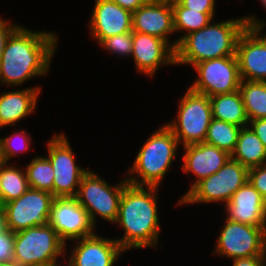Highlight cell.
Returning <instances> with one entry per match:
<instances>
[{"label":"cell","instance_id":"8fae6325","mask_svg":"<svg viewBox=\"0 0 266 266\" xmlns=\"http://www.w3.org/2000/svg\"><path fill=\"white\" fill-rule=\"evenodd\" d=\"M53 194L29 188L19 198L2 205L6 227L18 232L30 227L49 224Z\"/></svg>","mask_w":266,"mask_h":266},{"label":"cell","instance_id":"5bb4252c","mask_svg":"<svg viewBox=\"0 0 266 266\" xmlns=\"http://www.w3.org/2000/svg\"><path fill=\"white\" fill-rule=\"evenodd\" d=\"M263 29L247 27L238 39L235 55L241 80L266 81V34L262 33Z\"/></svg>","mask_w":266,"mask_h":266},{"label":"cell","instance_id":"6da1fadb","mask_svg":"<svg viewBox=\"0 0 266 266\" xmlns=\"http://www.w3.org/2000/svg\"><path fill=\"white\" fill-rule=\"evenodd\" d=\"M58 37L19 26L8 38L0 60V84L21 86L48 73Z\"/></svg>","mask_w":266,"mask_h":266},{"label":"cell","instance_id":"8992f818","mask_svg":"<svg viewBox=\"0 0 266 266\" xmlns=\"http://www.w3.org/2000/svg\"><path fill=\"white\" fill-rule=\"evenodd\" d=\"M248 180V169L231 157L216 173L196 183L177 203H213L230 201L233 194Z\"/></svg>","mask_w":266,"mask_h":266},{"label":"cell","instance_id":"d6986e66","mask_svg":"<svg viewBox=\"0 0 266 266\" xmlns=\"http://www.w3.org/2000/svg\"><path fill=\"white\" fill-rule=\"evenodd\" d=\"M227 219L266 227V200L247 180L225 205Z\"/></svg>","mask_w":266,"mask_h":266},{"label":"cell","instance_id":"5b68a950","mask_svg":"<svg viewBox=\"0 0 266 266\" xmlns=\"http://www.w3.org/2000/svg\"><path fill=\"white\" fill-rule=\"evenodd\" d=\"M65 244L50 224L15 232L13 263L17 266H53L66 254Z\"/></svg>","mask_w":266,"mask_h":266},{"label":"cell","instance_id":"d4e9b609","mask_svg":"<svg viewBox=\"0 0 266 266\" xmlns=\"http://www.w3.org/2000/svg\"><path fill=\"white\" fill-rule=\"evenodd\" d=\"M15 165V166H14ZM3 163L0 166V205L19 198L29 189L25 170L18 169L16 164Z\"/></svg>","mask_w":266,"mask_h":266},{"label":"cell","instance_id":"1f68e13d","mask_svg":"<svg viewBox=\"0 0 266 266\" xmlns=\"http://www.w3.org/2000/svg\"><path fill=\"white\" fill-rule=\"evenodd\" d=\"M248 181L266 200V164L248 169Z\"/></svg>","mask_w":266,"mask_h":266},{"label":"cell","instance_id":"7402d4cb","mask_svg":"<svg viewBox=\"0 0 266 266\" xmlns=\"http://www.w3.org/2000/svg\"><path fill=\"white\" fill-rule=\"evenodd\" d=\"M209 98L212 118L239 127L248 126L249 119L239 90L232 93L210 96Z\"/></svg>","mask_w":266,"mask_h":266},{"label":"cell","instance_id":"8d00e7d4","mask_svg":"<svg viewBox=\"0 0 266 266\" xmlns=\"http://www.w3.org/2000/svg\"><path fill=\"white\" fill-rule=\"evenodd\" d=\"M120 5L122 8L129 10L130 12L136 11L140 6L148 3L150 0H112Z\"/></svg>","mask_w":266,"mask_h":266},{"label":"cell","instance_id":"30bf717a","mask_svg":"<svg viewBox=\"0 0 266 266\" xmlns=\"http://www.w3.org/2000/svg\"><path fill=\"white\" fill-rule=\"evenodd\" d=\"M48 159L54 171L53 196L76 197L83 175L88 171L75 163L67 136L56 134L47 144Z\"/></svg>","mask_w":266,"mask_h":266},{"label":"cell","instance_id":"7a4b0ae2","mask_svg":"<svg viewBox=\"0 0 266 266\" xmlns=\"http://www.w3.org/2000/svg\"><path fill=\"white\" fill-rule=\"evenodd\" d=\"M158 189L159 187L130 183L124 187L115 222L124 229V235L115 240L125 251L151 246L157 248L160 234Z\"/></svg>","mask_w":266,"mask_h":266},{"label":"cell","instance_id":"277c9868","mask_svg":"<svg viewBox=\"0 0 266 266\" xmlns=\"http://www.w3.org/2000/svg\"><path fill=\"white\" fill-rule=\"evenodd\" d=\"M179 145L173 132L165 124L160 126L138 151L134 164L128 170L129 176L126 177L128 183L136 186L159 187L168 168L174 162ZM132 173L136 174L133 176Z\"/></svg>","mask_w":266,"mask_h":266},{"label":"cell","instance_id":"60d3db41","mask_svg":"<svg viewBox=\"0 0 266 266\" xmlns=\"http://www.w3.org/2000/svg\"><path fill=\"white\" fill-rule=\"evenodd\" d=\"M3 159H2V156H1V148H0V166L3 164Z\"/></svg>","mask_w":266,"mask_h":266},{"label":"cell","instance_id":"9a60e30c","mask_svg":"<svg viewBox=\"0 0 266 266\" xmlns=\"http://www.w3.org/2000/svg\"><path fill=\"white\" fill-rule=\"evenodd\" d=\"M132 56L137 72L152 77L160 66L175 65V43L133 31Z\"/></svg>","mask_w":266,"mask_h":266},{"label":"cell","instance_id":"7c38bea8","mask_svg":"<svg viewBox=\"0 0 266 266\" xmlns=\"http://www.w3.org/2000/svg\"><path fill=\"white\" fill-rule=\"evenodd\" d=\"M198 75L190 89L210 96L239 90L241 78L236 55L199 62L193 66Z\"/></svg>","mask_w":266,"mask_h":266},{"label":"cell","instance_id":"b9f144b4","mask_svg":"<svg viewBox=\"0 0 266 266\" xmlns=\"http://www.w3.org/2000/svg\"><path fill=\"white\" fill-rule=\"evenodd\" d=\"M156 1H166V2H173V1H176V0H156Z\"/></svg>","mask_w":266,"mask_h":266},{"label":"cell","instance_id":"4dcf8cb0","mask_svg":"<svg viewBox=\"0 0 266 266\" xmlns=\"http://www.w3.org/2000/svg\"><path fill=\"white\" fill-rule=\"evenodd\" d=\"M15 232L8 228L0 233V264L13 263Z\"/></svg>","mask_w":266,"mask_h":266},{"label":"cell","instance_id":"4fadbf2b","mask_svg":"<svg viewBox=\"0 0 266 266\" xmlns=\"http://www.w3.org/2000/svg\"><path fill=\"white\" fill-rule=\"evenodd\" d=\"M49 224L64 243L66 240L74 242L95 234V226L89 214L76 197H55L51 205Z\"/></svg>","mask_w":266,"mask_h":266},{"label":"cell","instance_id":"2e32d148","mask_svg":"<svg viewBox=\"0 0 266 266\" xmlns=\"http://www.w3.org/2000/svg\"><path fill=\"white\" fill-rule=\"evenodd\" d=\"M77 245L72 249L69 266H114L125 251L115 239L92 236L74 240Z\"/></svg>","mask_w":266,"mask_h":266},{"label":"cell","instance_id":"f546056e","mask_svg":"<svg viewBox=\"0 0 266 266\" xmlns=\"http://www.w3.org/2000/svg\"><path fill=\"white\" fill-rule=\"evenodd\" d=\"M100 45L111 54L130 57L133 48V31L105 38Z\"/></svg>","mask_w":266,"mask_h":266},{"label":"cell","instance_id":"f35d334b","mask_svg":"<svg viewBox=\"0 0 266 266\" xmlns=\"http://www.w3.org/2000/svg\"><path fill=\"white\" fill-rule=\"evenodd\" d=\"M0 266H17V265L14 264V263H11V264H4V263H2V264H0Z\"/></svg>","mask_w":266,"mask_h":266},{"label":"cell","instance_id":"603a6c76","mask_svg":"<svg viewBox=\"0 0 266 266\" xmlns=\"http://www.w3.org/2000/svg\"><path fill=\"white\" fill-rule=\"evenodd\" d=\"M231 158L247 169L266 164V149L249 126L241 128Z\"/></svg>","mask_w":266,"mask_h":266},{"label":"cell","instance_id":"f1b7e54d","mask_svg":"<svg viewBox=\"0 0 266 266\" xmlns=\"http://www.w3.org/2000/svg\"><path fill=\"white\" fill-rule=\"evenodd\" d=\"M30 141L31 137L26 133V130L16 131V133L14 132L12 135L4 136L3 138L0 137V148L3 162L8 163V161L14 156H17L18 153L28 151L31 145Z\"/></svg>","mask_w":266,"mask_h":266},{"label":"cell","instance_id":"e0dca14e","mask_svg":"<svg viewBox=\"0 0 266 266\" xmlns=\"http://www.w3.org/2000/svg\"><path fill=\"white\" fill-rule=\"evenodd\" d=\"M89 29L100 44L105 38L132 31V12L112 0H94Z\"/></svg>","mask_w":266,"mask_h":266},{"label":"cell","instance_id":"ba28073f","mask_svg":"<svg viewBox=\"0 0 266 266\" xmlns=\"http://www.w3.org/2000/svg\"><path fill=\"white\" fill-rule=\"evenodd\" d=\"M178 104L176 120L165 125L183 147L204 142L212 119L210 98L188 88Z\"/></svg>","mask_w":266,"mask_h":266},{"label":"cell","instance_id":"7bdbcfd3","mask_svg":"<svg viewBox=\"0 0 266 266\" xmlns=\"http://www.w3.org/2000/svg\"><path fill=\"white\" fill-rule=\"evenodd\" d=\"M59 264H60V263H58V264H56V265H53V266H60ZM65 266H69V265L67 264V265H65Z\"/></svg>","mask_w":266,"mask_h":266},{"label":"cell","instance_id":"83f0119b","mask_svg":"<svg viewBox=\"0 0 266 266\" xmlns=\"http://www.w3.org/2000/svg\"><path fill=\"white\" fill-rule=\"evenodd\" d=\"M29 188L53 194L54 171L47 156H36L25 167Z\"/></svg>","mask_w":266,"mask_h":266},{"label":"cell","instance_id":"e575fe53","mask_svg":"<svg viewBox=\"0 0 266 266\" xmlns=\"http://www.w3.org/2000/svg\"><path fill=\"white\" fill-rule=\"evenodd\" d=\"M248 125L262 141L266 149V118L251 120Z\"/></svg>","mask_w":266,"mask_h":266},{"label":"cell","instance_id":"ffe728a7","mask_svg":"<svg viewBox=\"0 0 266 266\" xmlns=\"http://www.w3.org/2000/svg\"><path fill=\"white\" fill-rule=\"evenodd\" d=\"M184 150L182 170L197 177L190 189L216 173L231 157L226 151L205 142L184 146Z\"/></svg>","mask_w":266,"mask_h":266},{"label":"cell","instance_id":"836d02e7","mask_svg":"<svg viewBox=\"0 0 266 266\" xmlns=\"http://www.w3.org/2000/svg\"><path fill=\"white\" fill-rule=\"evenodd\" d=\"M8 22L9 21L0 18V60L2 58V53L4 51L8 38L20 26Z\"/></svg>","mask_w":266,"mask_h":266},{"label":"cell","instance_id":"9c48e42d","mask_svg":"<svg viewBox=\"0 0 266 266\" xmlns=\"http://www.w3.org/2000/svg\"><path fill=\"white\" fill-rule=\"evenodd\" d=\"M221 227L216 248L212 254L222 257L243 258L266 256V227L230 221L226 218Z\"/></svg>","mask_w":266,"mask_h":266},{"label":"cell","instance_id":"4316f807","mask_svg":"<svg viewBox=\"0 0 266 266\" xmlns=\"http://www.w3.org/2000/svg\"><path fill=\"white\" fill-rule=\"evenodd\" d=\"M241 128L212 118L204 142L216 146L231 155L235 150Z\"/></svg>","mask_w":266,"mask_h":266},{"label":"cell","instance_id":"74e56055","mask_svg":"<svg viewBox=\"0 0 266 266\" xmlns=\"http://www.w3.org/2000/svg\"><path fill=\"white\" fill-rule=\"evenodd\" d=\"M6 229L7 227H6L5 213L3 207L0 205V233L5 231Z\"/></svg>","mask_w":266,"mask_h":266},{"label":"cell","instance_id":"3957f363","mask_svg":"<svg viewBox=\"0 0 266 266\" xmlns=\"http://www.w3.org/2000/svg\"><path fill=\"white\" fill-rule=\"evenodd\" d=\"M185 35L175 49V65L192 67L206 60L234 56L240 35L247 27H263L266 23L253 15L212 23Z\"/></svg>","mask_w":266,"mask_h":266},{"label":"cell","instance_id":"ac0fdd59","mask_svg":"<svg viewBox=\"0 0 266 266\" xmlns=\"http://www.w3.org/2000/svg\"><path fill=\"white\" fill-rule=\"evenodd\" d=\"M132 31L166 40L174 34L171 2L150 0L132 13Z\"/></svg>","mask_w":266,"mask_h":266},{"label":"cell","instance_id":"52a82bcc","mask_svg":"<svg viewBox=\"0 0 266 266\" xmlns=\"http://www.w3.org/2000/svg\"><path fill=\"white\" fill-rule=\"evenodd\" d=\"M127 184L128 181L124 178L116 186L109 185L102 177L89 169L83 175L76 199L87 211L94 226L97 225V215L99 218L115 224L120 199Z\"/></svg>","mask_w":266,"mask_h":266},{"label":"cell","instance_id":"cb8c5ba5","mask_svg":"<svg viewBox=\"0 0 266 266\" xmlns=\"http://www.w3.org/2000/svg\"><path fill=\"white\" fill-rule=\"evenodd\" d=\"M239 92L249 121L266 118V81L241 80Z\"/></svg>","mask_w":266,"mask_h":266},{"label":"cell","instance_id":"d590c367","mask_svg":"<svg viewBox=\"0 0 266 266\" xmlns=\"http://www.w3.org/2000/svg\"><path fill=\"white\" fill-rule=\"evenodd\" d=\"M232 263V266H265L266 256L236 258Z\"/></svg>","mask_w":266,"mask_h":266},{"label":"cell","instance_id":"484cf974","mask_svg":"<svg viewBox=\"0 0 266 266\" xmlns=\"http://www.w3.org/2000/svg\"><path fill=\"white\" fill-rule=\"evenodd\" d=\"M173 8L174 31H186L180 38L174 41L175 49L178 42L187 34L200 30L207 26L214 18V13H201L183 7L177 0L171 2Z\"/></svg>","mask_w":266,"mask_h":266},{"label":"cell","instance_id":"44dd1931","mask_svg":"<svg viewBox=\"0 0 266 266\" xmlns=\"http://www.w3.org/2000/svg\"><path fill=\"white\" fill-rule=\"evenodd\" d=\"M41 86L6 91L0 95V128L15 126L17 122L36 110Z\"/></svg>","mask_w":266,"mask_h":266},{"label":"cell","instance_id":"d6a6232c","mask_svg":"<svg viewBox=\"0 0 266 266\" xmlns=\"http://www.w3.org/2000/svg\"><path fill=\"white\" fill-rule=\"evenodd\" d=\"M183 7L201 13H215L216 0H177Z\"/></svg>","mask_w":266,"mask_h":266},{"label":"cell","instance_id":"ab89813d","mask_svg":"<svg viewBox=\"0 0 266 266\" xmlns=\"http://www.w3.org/2000/svg\"><path fill=\"white\" fill-rule=\"evenodd\" d=\"M260 2L262 3V6H264V8H266V0H260Z\"/></svg>","mask_w":266,"mask_h":266}]
</instances>
